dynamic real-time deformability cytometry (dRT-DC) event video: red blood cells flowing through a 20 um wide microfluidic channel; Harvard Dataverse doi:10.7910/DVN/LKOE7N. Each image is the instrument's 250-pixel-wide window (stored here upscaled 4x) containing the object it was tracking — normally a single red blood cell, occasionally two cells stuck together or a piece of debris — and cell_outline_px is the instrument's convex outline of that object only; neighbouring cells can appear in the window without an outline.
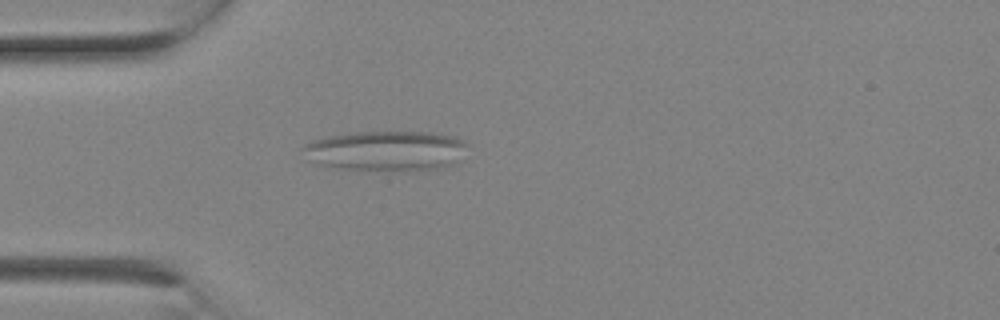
{"species": "Egyptian fruit bat (a non-hibernating species)", "species_latin": "Rousettus aegyptiacus", "temperature_condition": "room temperature", "stored_images_in_passage": 2, "camera_frame_rate_fps": 3000, "um_per_image_px": 0.085, "animal": {"sex": "female"}, "frame": {"image": 1, "passage_image": 2, "time_ms": 0.333, "image_size_px": [1000, 320], "cell_outline_px": [[468, 144], [456, 160], [452, 164], [436, 168], [412, 172], [396, 172], [344, 168], [320, 164], [308, 160], [300, 148], [304, 144], [312, 140], [332, 136], [356, 132], [432, 132], [456, 136], [464, 140]], "centroid_in_image_um": [32.81, 12.83], "position_along_channel_um": 52.2, "area_um2": 38.61}}